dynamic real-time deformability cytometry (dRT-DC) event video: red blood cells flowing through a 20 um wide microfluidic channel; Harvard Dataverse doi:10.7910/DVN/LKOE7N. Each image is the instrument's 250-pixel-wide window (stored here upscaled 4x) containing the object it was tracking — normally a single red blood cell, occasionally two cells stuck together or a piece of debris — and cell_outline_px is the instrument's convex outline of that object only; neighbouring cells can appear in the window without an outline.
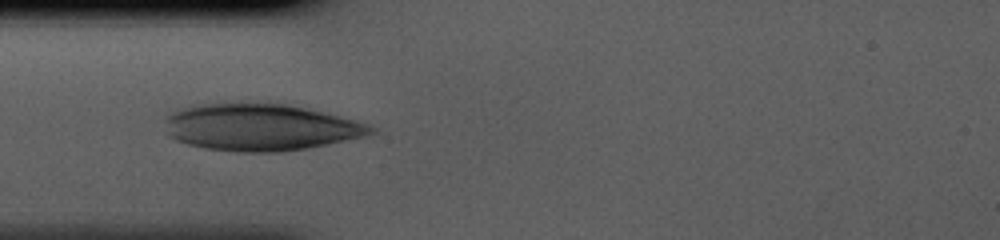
{"species": "human", "species_latin": "Homo sapiens", "temperature_condition": "cold", "stored_images_in_passage": 32, "camera_frame_rate_fps": 3000, "um_per_image_px": 0.085, "donor": {"sex": "male"}, "frame": {"image": 1, "passage_image": 1, "time_ms": 0.0, "image_size_px": [1000, 240], "cell_outline_px": [[376, 132], [368, 136], [308, 148], [280, 152], [236, 152], [204, 148], [188, 144], [176, 140], [168, 136], [164, 120], [164, 116], [172, 112], [192, 104], [288, 104], [308, 108], [372, 124], [376, 128]], "centroid_in_image_um": [22.16, 10.83], "position_along_channel_um": 62.8, "area_um2": 56.59}}
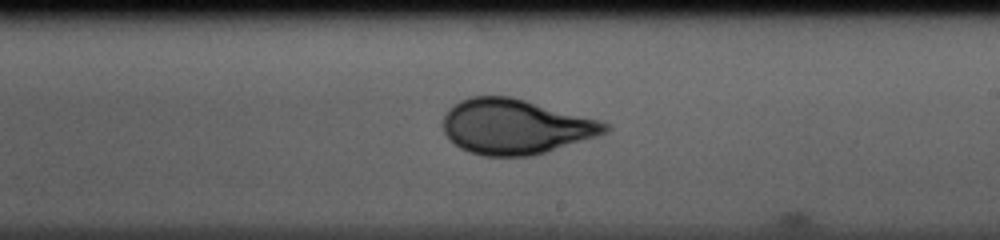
{"frame": {"image": 2, "passage_image": 14, "time_ms": 4.333, "image_size_px": [1000, 240], "cell_outline_px": [[612, 128], [608, 132], [596, 136], [532, 156], [484, 156], [468, 152], [460, 148], [444, 132], [444, 116], [460, 100], [472, 96], [512, 96], [600, 120], [612, 124]], "centroid_in_image_um": [43.85, 10.76], "position_along_channel_um": 245.1, "area_um2": 51.67}}
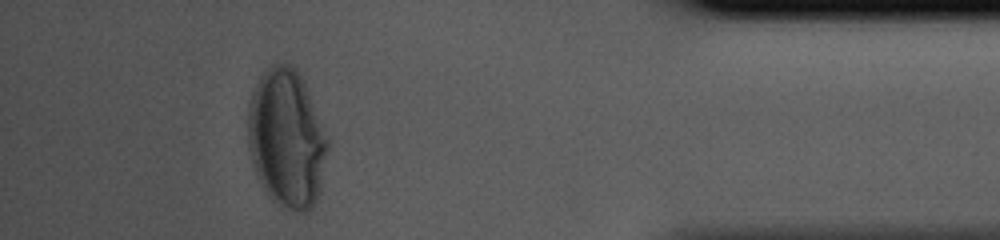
{"frame": {"image": 3, "passage_image": 28, "time_ms": 9.0, "image_size_px": [1000, 240], "cell_outline_px": [[328, 148], [320, 192], [312, 208], [308, 212], [300, 212], [288, 208], [272, 200], [268, 196], [256, 176], [252, 164], [248, 144], [248, 108], [252, 92], [260, 76], [272, 64], [292, 64], [296, 68], [304, 80], [328, 136]], "centroid_in_image_um": [24.37, 11.77], "position_along_channel_um": 410.8, "area_um2": 64.74}}